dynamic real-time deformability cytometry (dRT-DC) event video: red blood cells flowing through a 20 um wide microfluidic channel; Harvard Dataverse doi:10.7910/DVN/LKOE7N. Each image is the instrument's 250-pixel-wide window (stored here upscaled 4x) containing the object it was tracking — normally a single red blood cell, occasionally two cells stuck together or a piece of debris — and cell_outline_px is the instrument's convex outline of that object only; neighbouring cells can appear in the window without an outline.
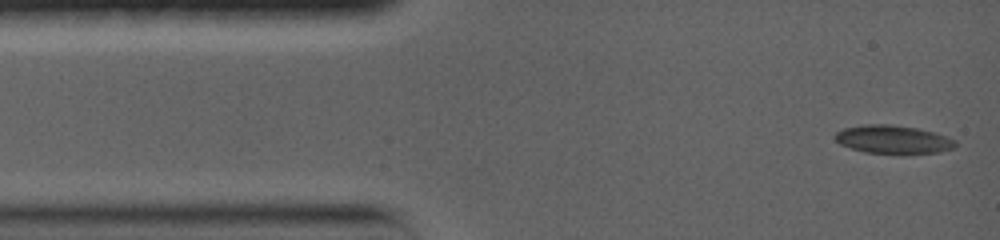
{"species": "common noctule bat (a hibernating species)", "species_latin": "Nyctalus noctula", "temperature_condition": "warm", "stored_images_in_passage": 41, "camera_frame_rate_fps": 5000, "um_per_image_px": 0.085, "animal": {"sex": "female", "body_mass_g": 19.0, "forearm_length_mm": 56.7}, "frame": {"image": 1, "passage_image": 1, "time_ms": 0.0, "image_size_px": [1000, 240], "cell_outline_px": [[956, 144], [952, 148], [940, 152], [864, 152], [840, 144], [832, 136], [836, 132], [844, 128], [868, 124], [888, 124], [916, 128], [932, 132], [956, 140]], "centroid_in_image_um": [75.86, 11.83], "position_along_channel_um": 9.1, "area_um2": 19.19}}
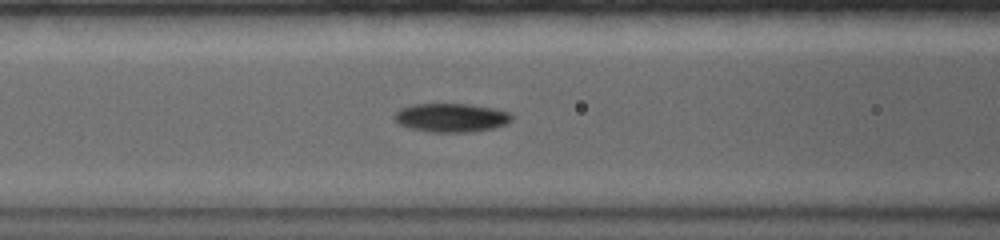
{"frame": {"image": 2, "passage_image": 16, "time_ms": 5.0, "image_size_px": [1000, 240], "cell_outline_px": [[512, 120], [508, 124], [492, 128], [472, 132], [428, 132], [408, 128], [400, 124], [392, 116], [400, 108], [412, 104], [468, 104], [492, 108], [508, 112], [512, 116]], "centroid_in_image_um": [38.33, 10.01], "position_along_channel_um": 128.3, "area_um2": 19.71}}
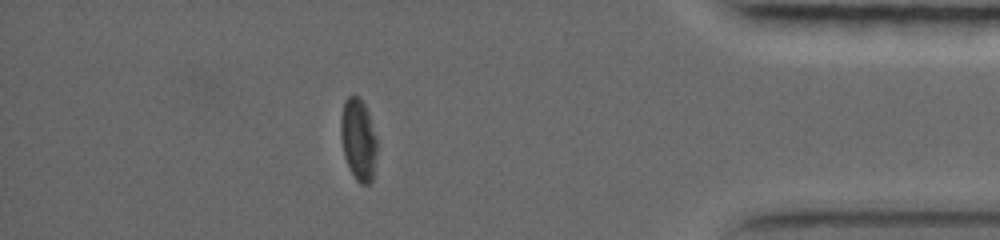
{"frame": {"image": 3, "passage_image": 36, "time_ms": 13.4, "image_size_px": [1000, 240], "cell_outline_px": [[376, 152], [372, 180], [368, 184], [360, 184], [356, 180], [344, 156], [340, 136], [340, 116], [344, 100], [348, 96], [356, 96], [364, 104], [368, 112], [376, 140]], "centroid_in_image_um": [30.43, 11.85], "position_along_channel_um": 404.8, "area_um2": 17.05}}